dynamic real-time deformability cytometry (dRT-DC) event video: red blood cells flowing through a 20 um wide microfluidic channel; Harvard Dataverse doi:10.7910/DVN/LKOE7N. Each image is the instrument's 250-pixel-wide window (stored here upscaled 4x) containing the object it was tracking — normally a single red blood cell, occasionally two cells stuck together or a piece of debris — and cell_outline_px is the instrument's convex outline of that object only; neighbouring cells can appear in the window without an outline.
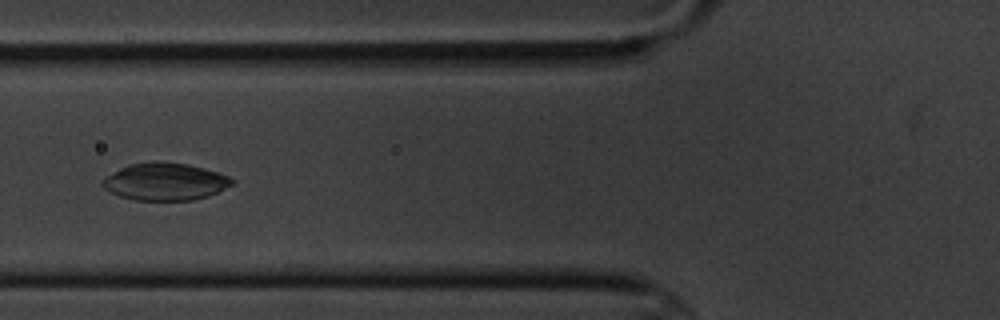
{"species": "common noctule bat (a hibernating species)", "species_latin": "Nyctalus noctula", "temperature_condition": "cold", "stored_images_in_passage": 11, "camera_frame_rate_fps": 3000, "um_per_image_px": 0.085, "animal": {"sex": "male", "body_mass_g": 20.1, "forearm_length_mm": 53.5}, "frame": {"image": 1, "passage_image": 7, "time_ms": 7.0, "image_size_px": [1000, 320], "cell_outline_px": [[236, 184], [208, 196], [192, 200], [132, 200], [120, 196], [104, 188], [100, 184], [100, 180], [120, 168], [128, 164], [152, 160], [160, 160], [188, 164], [216, 172], [228, 176], [236, 180]], "centroid_in_image_um": [14.03, 15.42], "position_along_channel_um": 111.8, "area_um2": 28.55}}
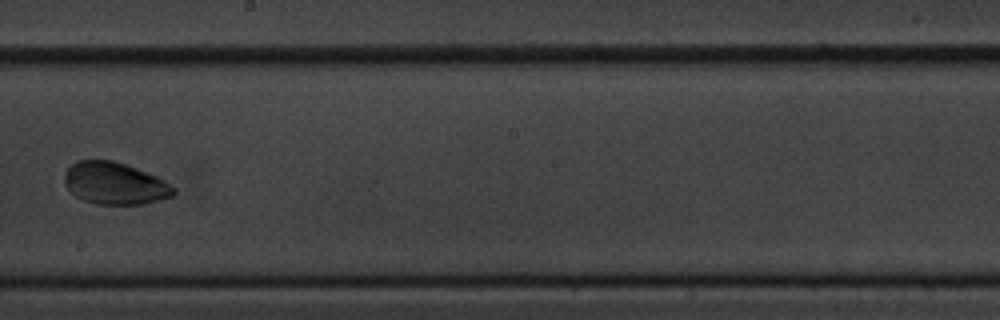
{"frame": {"image": 2, "passage_image": 10, "time_ms": 10.667, "image_size_px": [1000, 320], "cell_outline_px": [[176, 192], [172, 196], [160, 200], [144, 204], [96, 204], [84, 200], [76, 196], [64, 184], [64, 176], [68, 168], [76, 160], [112, 160], [124, 164], [156, 176], [164, 180], [176, 188]], "centroid_in_image_um": [9.76, 15.59], "position_along_channel_um": 238.4, "area_um2": 26.65}}
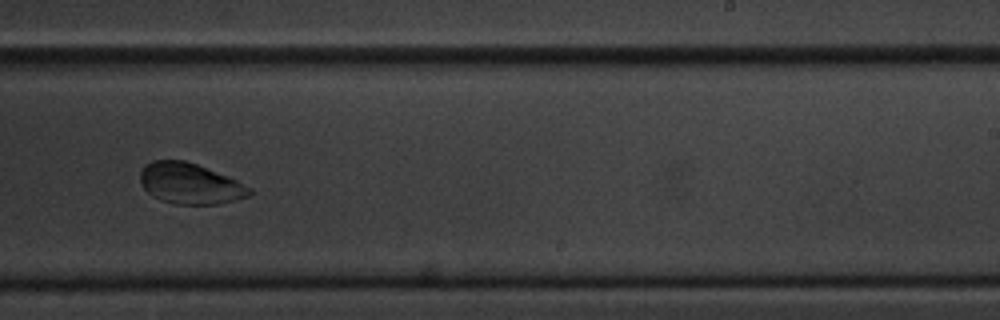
{"frame": {"image": 3, "passage_image": 11, "time_ms": 11.667, "image_size_px": [1000, 320], "cell_outline_px": [[252, 196], [220, 204], [176, 204], [160, 200], [152, 196], [144, 188], [140, 180], [140, 172], [144, 164], [152, 160], [184, 160], [196, 164], [228, 176], [252, 188]], "centroid_in_image_um": [16.16, 15.61], "position_along_channel_um": 272.8, "area_um2": 26.18}}